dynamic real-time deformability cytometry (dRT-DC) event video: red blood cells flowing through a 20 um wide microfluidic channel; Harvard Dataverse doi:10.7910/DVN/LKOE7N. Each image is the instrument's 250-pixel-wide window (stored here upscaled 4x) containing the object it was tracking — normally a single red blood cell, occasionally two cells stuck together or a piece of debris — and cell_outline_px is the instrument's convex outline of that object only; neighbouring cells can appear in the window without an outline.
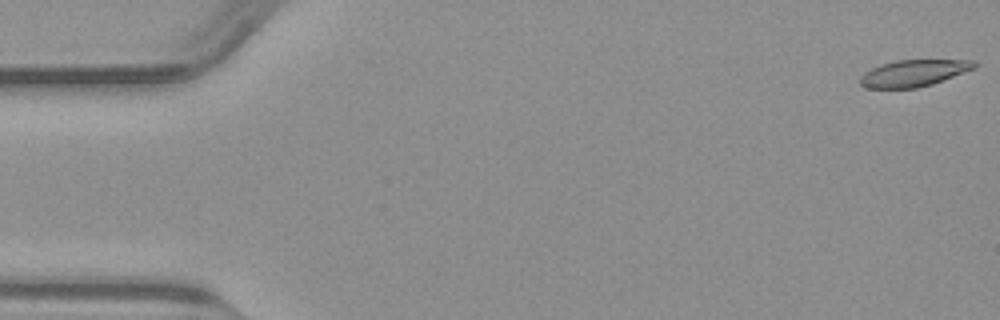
{"species": "common noctule bat (a hibernating species)", "species_latin": "Nyctalus noctula", "temperature_condition": "warm", "stored_images_in_passage": 51, "camera_frame_rate_fps": 3000, "um_per_image_px": 0.085, "animal": {"sex": "male", "body_mass_g": 23.1, "forearm_length_mm": 52.7}, "frame": {"image": 1, "passage_image": 1, "time_ms": 0.0, "image_size_px": [1000, 320], "cell_outline_px": [[980, 64], [976, 68], [932, 84], [916, 88], [868, 88], [860, 84], [860, 76], [864, 72], [880, 64], [896, 60], [976, 60]], "centroid_in_image_um": [77.69, 6.2], "position_along_channel_um": 7.3, "area_um2": 17.86}}
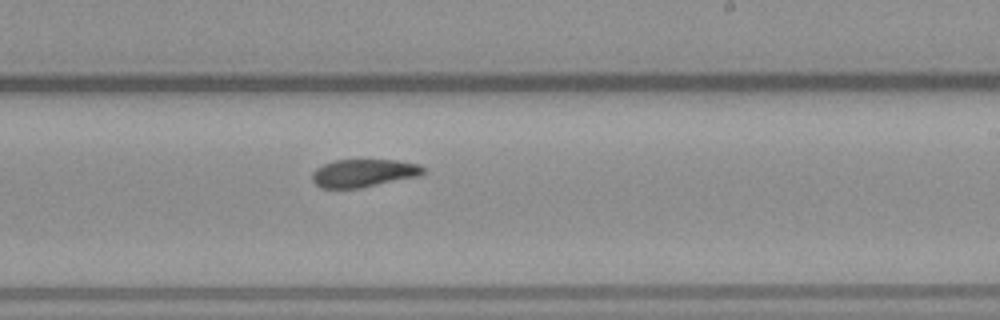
{"frame": {"image": 2, "passage_image": 30, "time_ms": 9.667, "image_size_px": [1000, 320], "cell_outline_px": [[424, 172], [420, 176], [360, 188], [320, 188], [312, 180], [312, 172], [316, 168], [324, 164], [336, 160], [396, 160], [420, 164], [424, 168]], "centroid_in_image_um": [30.91, 14.71], "position_along_channel_um": 258.1, "area_um2": 18.09}}
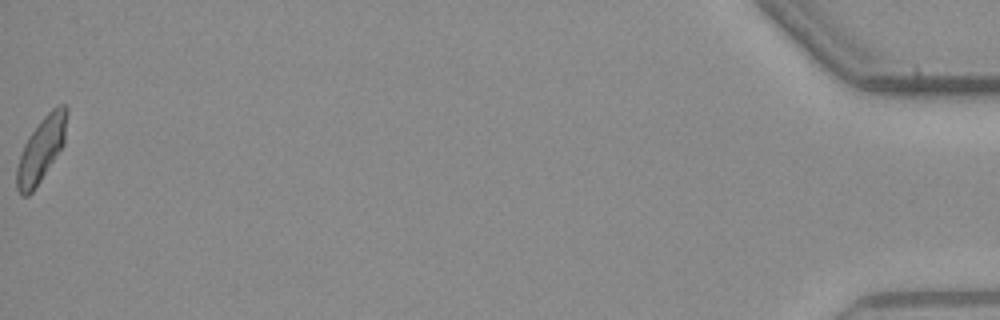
{"frame": {"image": 3, "passage_image": 51, "time_ms": 16.667, "image_size_px": [1000, 320], "cell_outline_px": [[68, 112], [64, 144], [32, 192], [28, 196], [20, 196], [16, 188], [16, 168], [24, 144], [28, 136], [40, 120], [56, 104], [64, 104], [68, 108]], "centroid_in_image_um": [3.5, 12.67], "position_along_channel_um": 431.7, "area_um2": 18.84}}